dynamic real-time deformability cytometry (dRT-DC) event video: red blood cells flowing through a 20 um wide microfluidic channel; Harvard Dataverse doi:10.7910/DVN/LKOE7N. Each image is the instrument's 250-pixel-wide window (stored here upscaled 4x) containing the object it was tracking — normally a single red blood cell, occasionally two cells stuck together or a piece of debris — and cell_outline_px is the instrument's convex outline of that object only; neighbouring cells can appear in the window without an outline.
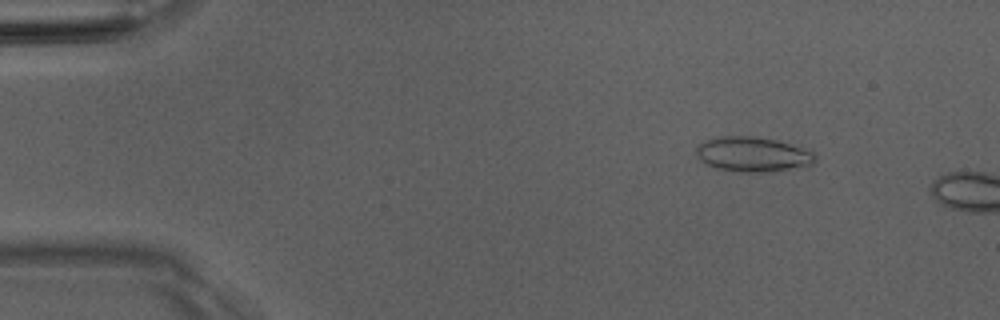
{"species": "Egyptian fruit bat (a non-hibernating species)", "species_latin": "Rousettus aegyptiacus", "temperature_condition": "room temperature", "stored_images_in_passage": 10, "camera_frame_rate_fps": 3000, "um_per_image_px": 0.085, "animal": {"sex": "male"}, "frame": {"image": 1, "passage_image": 7, "time_ms": 2.0, "image_size_px": [1000, 320], "cell_outline_px": [[816, 160], [812, 164], [788, 168], [760, 172], [740, 172], [716, 168], [704, 164], [696, 156], [696, 148], [700, 144], [716, 136], [756, 136], [776, 140], [812, 152], [816, 156]], "centroid_in_image_um": [63.9, 13.11], "position_along_channel_um": 21.1, "area_um2": 23.76}}